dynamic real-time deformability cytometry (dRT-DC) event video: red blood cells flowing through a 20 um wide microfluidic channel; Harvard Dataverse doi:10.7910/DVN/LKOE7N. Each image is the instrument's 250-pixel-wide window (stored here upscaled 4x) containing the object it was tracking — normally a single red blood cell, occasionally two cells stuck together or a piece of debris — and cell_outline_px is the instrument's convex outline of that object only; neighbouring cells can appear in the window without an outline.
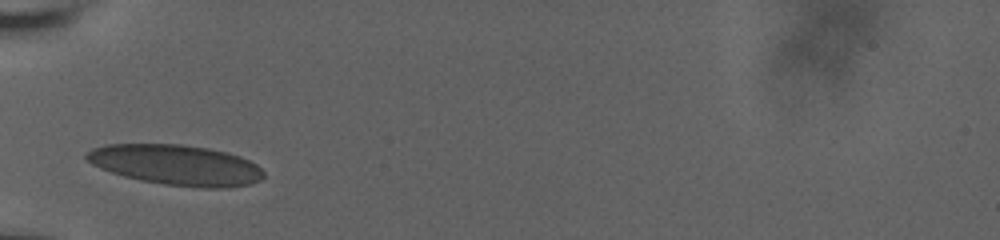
{"species": "human", "species_latin": "Homo sapiens", "temperature_condition": "room temperature", "stored_images_in_passage": 40, "camera_frame_rate_fps": 3000, "um_per_image_px": 0.085, "donor": {"sex": "male"}, "frame": {"image": 1, "passage_image": 1, "time_ms": 0.0, "image_size_px": [1000, 240], "cell_outline_px": [[264, 176], [260, 180], [252, 184], [228, 188], [200, 188], [164, 184], [140, 180], [124, 176], [100, 168], [92, 164], [84, 156], [92, 148], [104, 144], [180, 144], [208, 148], [228, 152], [240, 156], [256, 164], [264, 172]], "centroid_in_image_um": [15.0, 14.02], "position_along_channel_um": 70.0, "area_um2": 41.85}}
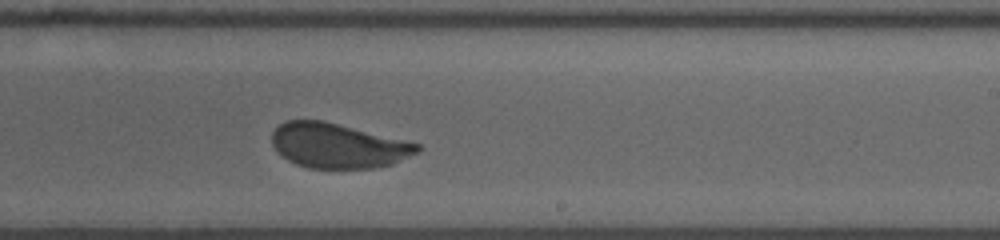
{"frame": {"image": 2, "passage_image": 22, "time_ms": 5.333, "image_size_px": [1000, 240], "cell_outline_px": [[424, 148], [420, 152], [392, 164], [372, 168], [308, 168], [296, 164], [288, 160], [276, 152], [272, 144], [272, 132], [284, 120], [324, 120], [420, 144]], "centroid_in_image_um": [28.73, 12.38], "position_along_channel_um": 260.3, "area_um2": 38.15}}
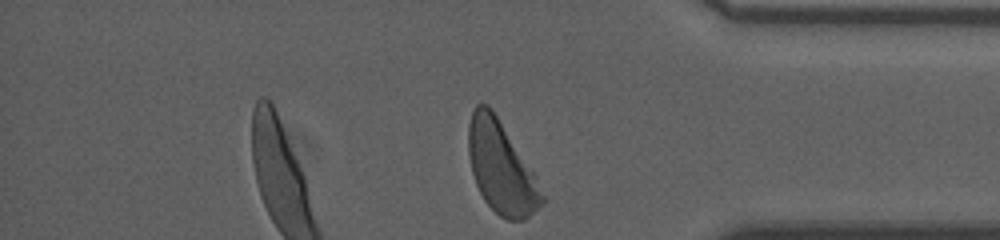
{"frame": {"image": 3, "passage_image": 40, "time_ms": 9.333, "image_size_px": [1000, 240], "cell_outline_px": [[544, 204], [524, 220], [508, 220], [500, 216], [484, 200], [476, 184], [472, 172], [468, 152], [468, 124], [472, 112], [476, 104], [488, 104], [492, 108], [536, 176], [544, 196]], "centroid_in_image_um": [42.6, 14.24], "position_along_channel_um": 392.6, "area_um2": 39.13}, "authors_computed_cell_mechanics": {"area_um2": 38.9283, "velocity_mm_per_s": 3.616, "shape_relaxation_time_tau1_ms": 4.0397, "shape_relaxation_time_tau2_ms": null, "deformation_change_tau1": 0.1404, "deformation_change_tau2": null}}